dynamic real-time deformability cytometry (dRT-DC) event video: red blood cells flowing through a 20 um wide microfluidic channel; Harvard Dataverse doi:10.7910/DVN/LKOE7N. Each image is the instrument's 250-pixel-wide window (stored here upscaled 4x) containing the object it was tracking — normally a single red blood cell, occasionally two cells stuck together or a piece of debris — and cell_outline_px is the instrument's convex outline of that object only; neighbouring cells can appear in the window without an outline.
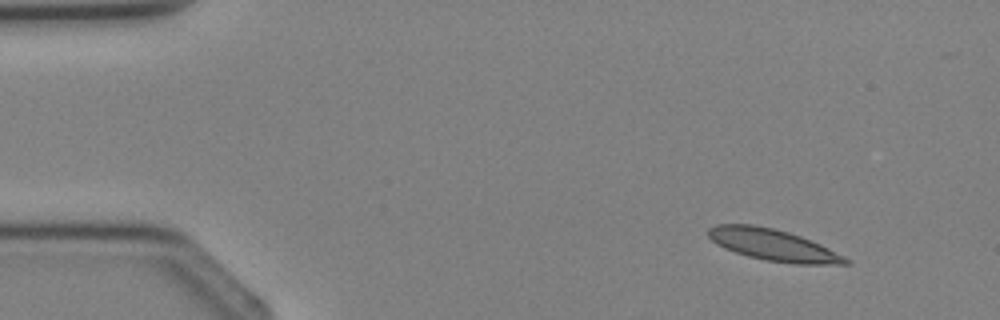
{"species": "Egyptian fruit bat (a non-hibernating species)", "species_latin": "Rousettus aegyptiacus", "temperature_condition": "cold", "stored_images_in_passage": 3, "segment_of_instrument_passage": [1, 2], "camera_frame_rate_fps": 3000, "um_per_image_px": 0.085, "animal": {"sex": "female"}, "frame": {"image": 1, "passage_image": 1, "time_ms": 0.0, "image_size_px": [1000, 320], "cell_outline_px": [[852, 264], [796, 264], [764, 260], [748, 256], [724, 248], [716, 244], [708, 236], [708, 228], [716, 224], [752, 224], [772, 228], [788, 232], [800, 236], [820, 244], [852, 260]], "centroid_in_image_um": [65.72, 20.82], "position_along_channel_um": 19.3, "area_um2": 25.2}}